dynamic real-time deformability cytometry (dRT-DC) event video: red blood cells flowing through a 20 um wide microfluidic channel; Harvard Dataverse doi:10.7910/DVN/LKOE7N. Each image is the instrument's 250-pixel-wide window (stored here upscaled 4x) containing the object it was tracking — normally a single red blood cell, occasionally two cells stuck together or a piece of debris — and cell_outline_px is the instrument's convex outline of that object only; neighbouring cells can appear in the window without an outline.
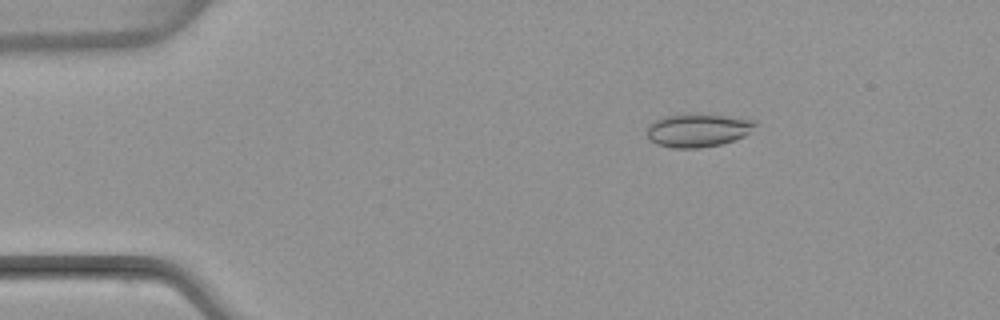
{"species": "common noctule bat (a hibernating species)", "species_latin": "Nyctalus noctula", "temperature_condition": "warm", "stored_images_in_passage": 46, "camera_frame_rate_fps": 3000, "um_per_image_px": 0.085, "animal": {"sex": "female", "body_mass_g": 22.7, "forearm_length_mm": 54.2}, "frame": {"image": 1, "passage_image": 3, "time_ms": 0.667, "image_size_px": [1000, 320], "cell_outline_px": [[760, 124], [744, 136], [720, 144], [700, 148], [672, 148], [656, 144], [648, 140], [648, 124], [652, 120], [664, 116], [688, 112], [728, 116], [756, 120]], "centroid_in_image_um": [59.3, 11.04], "position_along_channel_um": 25.7, "area_um2": 21.56}}
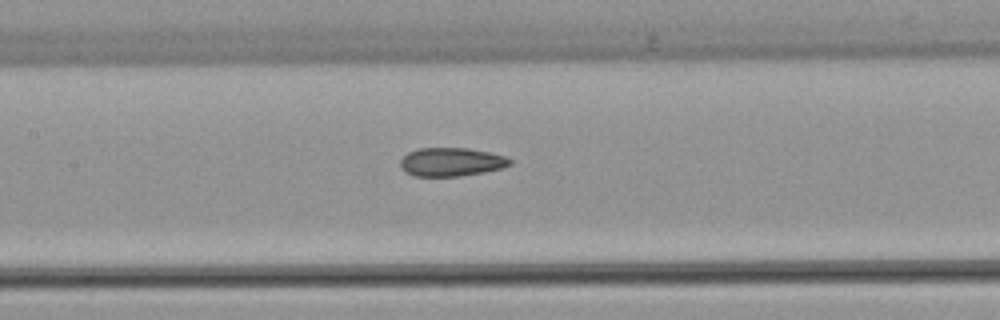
{"frame": {"image": 2, "passage_image": 19, "time_ms": 6.0, "image_size_px": [1000, 320], "cell_outline_px": [[512, 164], [504, 168], [484, 172], [460, 176], [412, 176], [404, 172], [400, 168], [400, 160], [408, 152], [420, 148], [468, 148], [508, 156], [512, 160]], "centroid_in_image_um": [38.37, 13.77], "position_along_channel_um": 169.0, "area_um2": 18.5}}
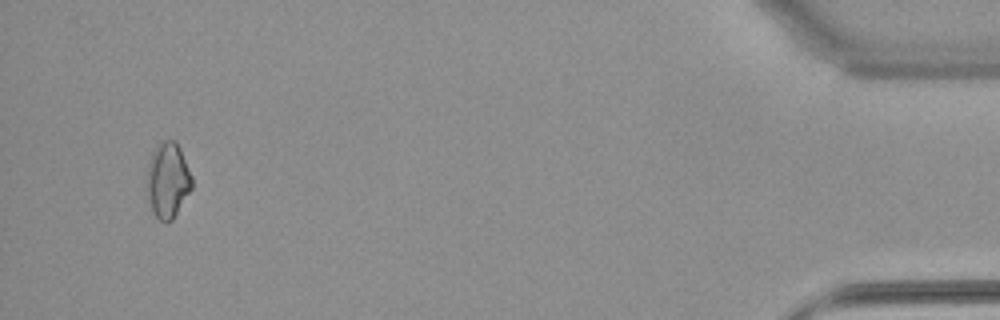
{"frame": {"image": 3, "passage_image": 44, "time_ms": 14.333, "image_size_px": [1000, 320], "cell_outline_px": [[192, 188], [172, 220], [160, 220], [152, 212], [144, 180], [148, 164], [152, 152], [164, 140], [176, 140], [180, 148], [192, 176]], "centroid_in_image_um": [14.24, 15.3], "position_along_channel_um": 421.0, "area_um2": 19.83}, "authors_computed_cell_mechanics": {"area_um2": 18.6405, "velocity_mm_per_s": 3.9802, "shape_relaxation_time_tau1_ms": null, "shape_relaxation_time_tau2_ms": 2.3393, "deformation_change_tau1": null, "deformation_change_tau2": 0.0795}}